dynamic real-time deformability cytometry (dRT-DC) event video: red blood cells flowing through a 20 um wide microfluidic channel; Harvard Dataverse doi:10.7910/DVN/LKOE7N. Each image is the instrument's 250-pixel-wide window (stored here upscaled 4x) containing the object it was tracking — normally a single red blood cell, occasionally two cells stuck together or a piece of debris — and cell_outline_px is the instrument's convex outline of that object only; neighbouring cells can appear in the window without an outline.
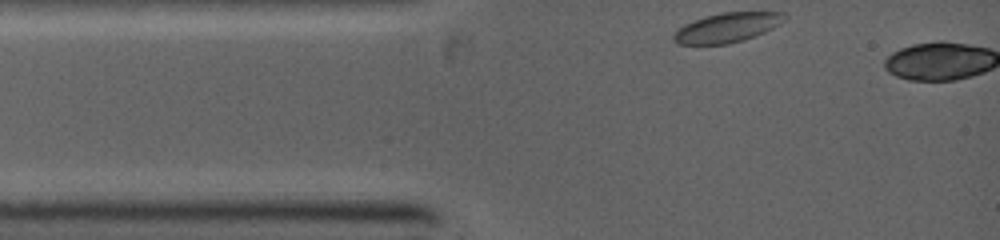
{"species": "common noctule bat (a hibernating species)", "species_latin": "Nyctalus noctula", "temperature_condition": "warm", "stored_images_in_passage": 2, "camera_frame_rate_fps": 5000, "um_per_image_px": 0.085, "animal": {"sex": "female", "body_mass_g": 19.0, "forearm_length_mm": 53.3}, "frame": {"image": 1, "passage_image": 1, "time_ms": 0.0, "image_size_px": [1000, 240], "cell_outline_px": [[788, 16], [780, 24], [764, 32], [744, 40], [728, 44], [676, 44], [672, 40], [672, 36], [676, 28], [684, 24], [720, 12], [784, 12]], "centroid_in_image_um": [61.78, 2.35], "position_along_channel_um": 23.2, "area_um2": 19.13}}